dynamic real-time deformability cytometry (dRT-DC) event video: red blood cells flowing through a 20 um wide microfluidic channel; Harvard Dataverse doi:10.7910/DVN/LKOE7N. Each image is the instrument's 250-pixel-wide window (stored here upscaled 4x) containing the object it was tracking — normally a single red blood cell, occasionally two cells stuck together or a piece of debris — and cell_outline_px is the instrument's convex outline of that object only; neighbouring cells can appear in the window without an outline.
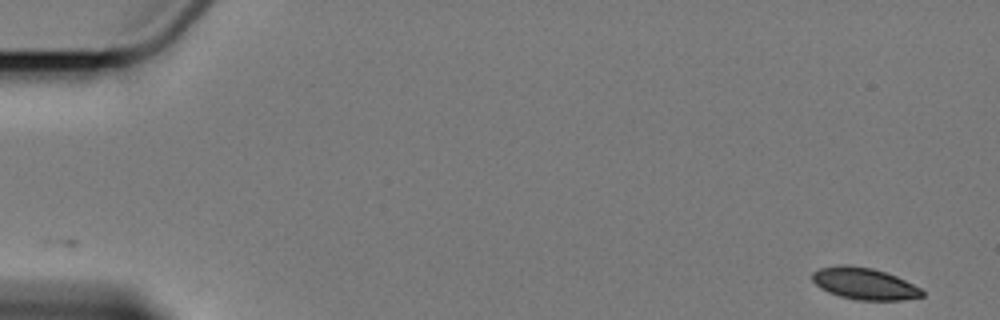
{"species": "Egyptian fruit bat (a non-hibernating species)", "species_latin": "Rousettus aegyptiacus", "temperature_condition": "cold", "stored_images_in_passage": 4, "camera_frame_rate_fps": 3000, "um_per_image_px": 0.085, "animal": {"sex": "female"}, "frame": {"image": 1, "passage_image": 1, "time_ms": 0.0, "image_size_px": [1000, 320], "cell_outline_px": [[924, 296], [900, 300], [856, 300], [840, 296], [828, 292], [820, 288], [812, 280], [812, 272], [820, 268], [840, 264], [848, 264], [872, 268], [896, 276], [920, 288], [924, 292]], "centroid_in_image_um": [73.43, 24.1], "position_along_channel_um": 11.6, "area_um2": 20.29}}